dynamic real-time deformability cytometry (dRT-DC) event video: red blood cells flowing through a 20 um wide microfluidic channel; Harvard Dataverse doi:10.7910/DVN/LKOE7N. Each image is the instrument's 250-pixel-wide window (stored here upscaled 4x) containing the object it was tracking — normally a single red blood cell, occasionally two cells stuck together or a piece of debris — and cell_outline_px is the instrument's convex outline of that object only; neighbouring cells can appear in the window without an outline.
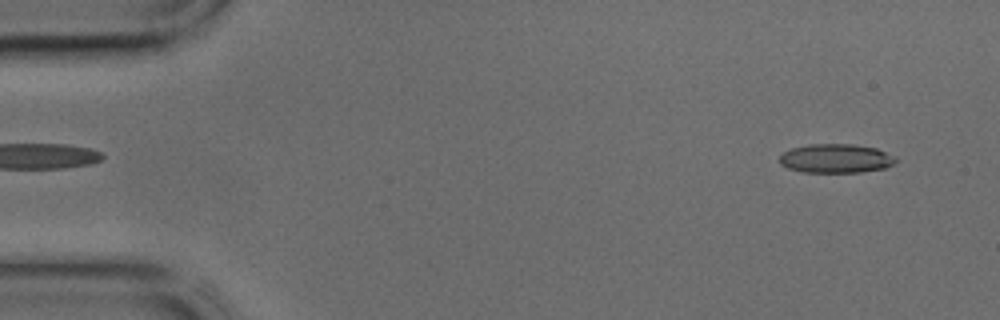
{"species": "common noctule bat (a hibernating species)", "species_latin": "Nyctalus noctula", "temperature_condition": "cold", "stored_images_in_passage": 42, "camera_frame_rate_fps": 3000, "um_per_image_px": 0.085, "animal": {"sex": "male", "body_mass_g": 17.9, "forearm_length_mm": 54.2}, "frame": {"image": 1, "passage_image": 2, "time_ms": 0.333, "image_size_px": [1000, 320], "cell_outline_px": [[896, 160], [892, 164], [884, 168], [860, 172], [804, 172], [788, 168], [780, 164], [780, 156], [784, 152], [792, 148], [808, 144], [852, 144], [876, 148], [892, 156]], "centroid_in_image_um": [71.0, 13.47], "position_along_channel_um": 14.0, "area_um2": 19.36}}
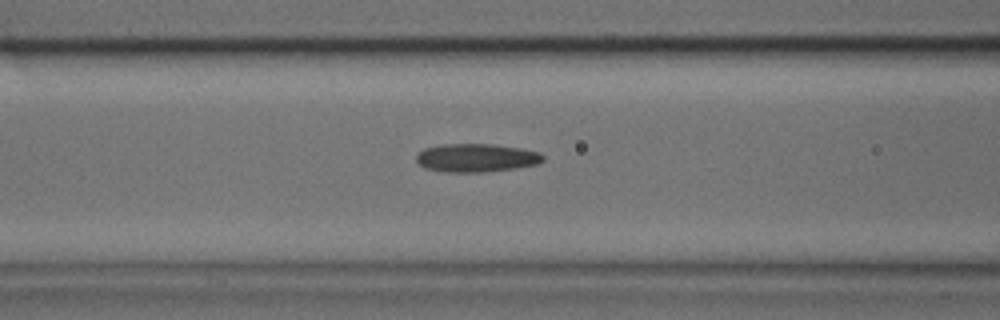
{"frame": {"image": 2, "passage_image": 16, "time_ms": 5.0, "image_size_px": [1000, 320], "cell_outline_px": [[544, 160], [536, 164], [516, 168], [484, 172], [444, 172], [424, 168], [416, 160], [416, 156], [424, 148], [444, 144], [492, 144], [520, 148], [540, 152], [544, 156]], "centroid_in_image_um": [40.49, 13.42], "position_along_channel_um": 126.1, "area_um2": 20.92}}
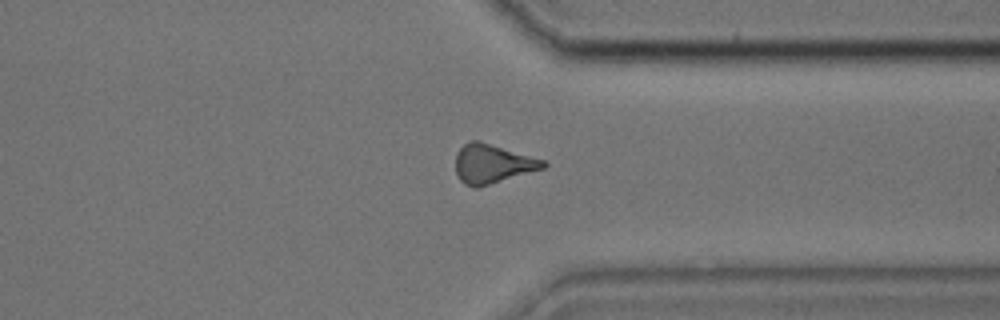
{"frame": {"image": 3, "passage_image": 32, "time_ms": 10.333, "image_size_px": [1000, 320], "cell_outline_px": [[548, 164], [544, 168], [476, 188], [472, 188], [464, 184], [460, 180], [456, 172], [456, 152], [464, 144], [472, 140], [480, 140], [544, 160]], "centroid_in_image_um": [41.83, 13.92], "position_along_channel_um": 369.6, "area_um2": 19.88}}